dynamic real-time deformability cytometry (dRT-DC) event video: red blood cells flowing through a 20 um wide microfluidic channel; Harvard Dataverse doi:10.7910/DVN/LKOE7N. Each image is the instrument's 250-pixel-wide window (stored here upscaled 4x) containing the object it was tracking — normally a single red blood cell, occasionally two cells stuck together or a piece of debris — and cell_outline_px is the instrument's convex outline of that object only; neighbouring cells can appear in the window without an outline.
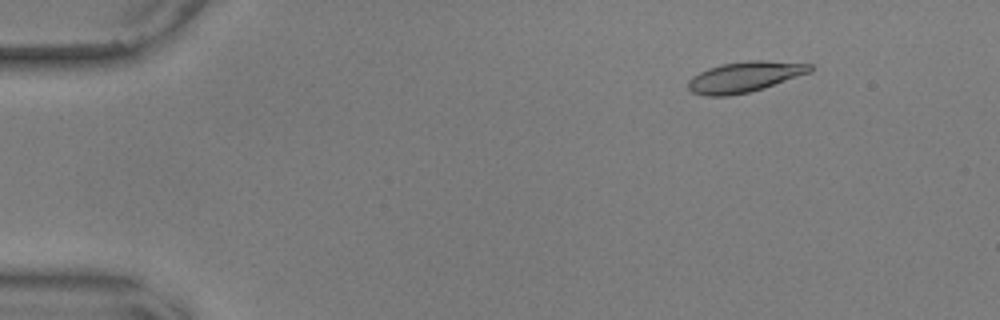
{"species": "common noctule bat (a hibernating species)", "species_latin": "Nyctalus noctula", "temperature_condition": "warm", "stored_images_in_passage": 54, "camera_frame_rate_fps": 3000, "um_per_image_px": 0.085, "animal": {"sex": "male", "body_mass_g": 17.9, "forearm_length_mm": 54.2}, "frame": {"image": 1, "passage_image": 5, "time_ms": 1.333, "image_size_px": [1000, 320], "cell_outline_px": [[812, 68], [808, 72], [764, 88], [748, 92], [728, 96], [708, 96], [692, 92], [688, 88], [688, 80], [692, 76], [708, 68], [720, 64], [748, 60], [764, 60], [812, 64]], "centroid_in_image_um": [63.24, 6.53], "position_along_channel_um": 21.8, "area_um2": 21.5}}
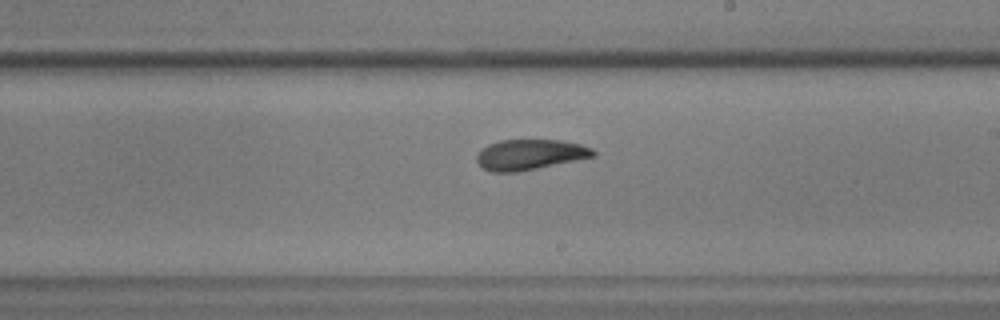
{"frame": {"image": 2, "passage_image": 31, "time_ms": 10.0, "image_size_px": [1000, 320], "cell_outline_px": [[596, 156], [516, 172], [492, 172], [484, 168], [476, 160], [476, 156], [488, 144], [500, 140], [560, 140], [580, 144], [592, 148], [596, 152]], "centroid_in_image_um": [45.06, 13.13], "position_along_channel_um": 243.9, "area_um2": 20.4}}
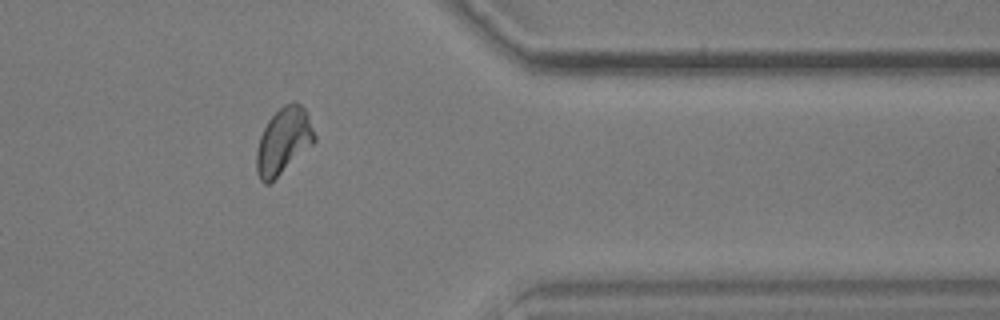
{"frame": {"image": 3, "passage_image": 44, "time_ms": 14.333, "image_size_px": [1000, 320], "cell_outline_px": [[316, 140], [312, 144], [268, 184], [264, 184], [260, 180], [256, 172], [256, 148], [260, 136], [268, 120], [284, 104], [300, 104], [308, 112], [316, 136]], "centroid_in_image_um": [24.08, 11.98], "position_along_channel_um": 387.3, "area_um2": 22.02}, "authors_computed_cell_mechanics": {"area_um2": 21.4727, "velocity_mm_per_s": 3.6168, "shape_relaxation_time_tau1_ms": 6.4179, "shape_relaxation_time_tau2_ms": 2.2653, "deformation_change_tau1": 0.1805, "deformation_change_tau2": 0.0776}}